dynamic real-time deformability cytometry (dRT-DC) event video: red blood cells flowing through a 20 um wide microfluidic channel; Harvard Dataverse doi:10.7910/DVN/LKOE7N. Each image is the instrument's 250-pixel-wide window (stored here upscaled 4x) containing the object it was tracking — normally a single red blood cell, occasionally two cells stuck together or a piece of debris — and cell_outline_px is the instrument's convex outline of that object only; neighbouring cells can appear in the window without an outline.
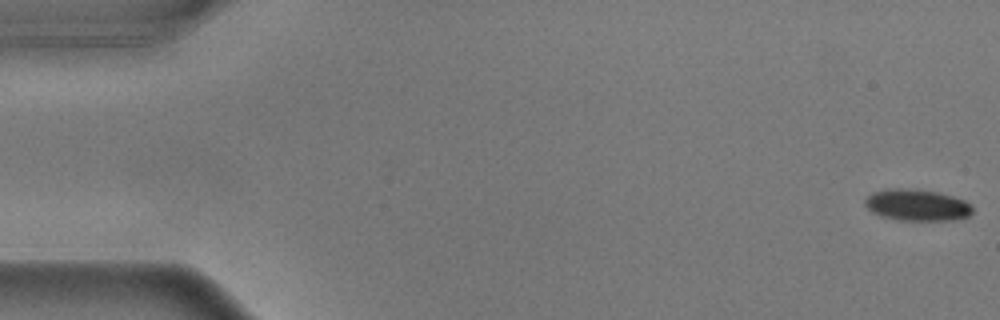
{"species": "common noctule bat (a hibernating species)", "species_latin": "Nyctalus noctula", "temperature_condition": "warm", "stored_images_in_passage": 16, "camera_frame_rate_fps": 3000, "um_per_image_px": 0.085, "animal": {"sex": "male", "body_mass_g": 17.9}, "frame": {"image": 1, "passage_image": 1, "time_ms": 0.0, "image_size_px": [1000, 320], "cell_outline_px": [[972, 212], [968, 216], [952, 220], [900, 220], [880, 216], [872, 212], [864, 204], [864, 200], [872, 192], [884, 188], [916, 188], [936, 192], [952, 196], [964, 200], [972, 208]], "centroid_in_image_um": [77.89, 17.41], "position_along_channel_um": 7.1, "area_um2": 19.83}}